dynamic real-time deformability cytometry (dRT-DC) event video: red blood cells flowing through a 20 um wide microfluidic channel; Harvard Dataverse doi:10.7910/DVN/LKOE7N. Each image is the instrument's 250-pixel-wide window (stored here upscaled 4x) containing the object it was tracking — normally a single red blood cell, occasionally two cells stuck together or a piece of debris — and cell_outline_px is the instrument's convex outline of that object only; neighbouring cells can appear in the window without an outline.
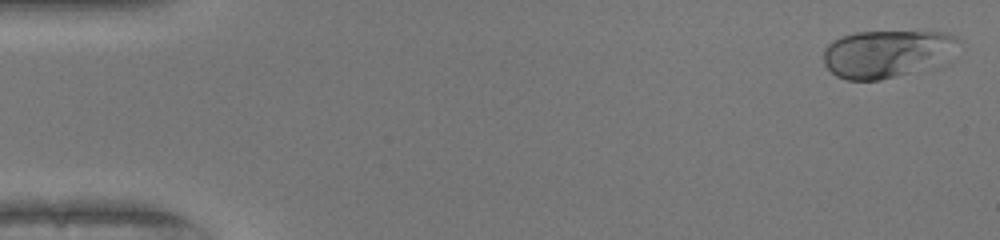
{"species": "human", "species_latin": "Homo sapiens", "temperature_condition": "warm", "stored_images_in_passage": 51, "camera_frame_rate_fps": 3000, "um_per_image_px": 0.085, "donor": {"sex": "female"}, "frame": {"image": 1, "passage_image": 2, "time_ms": 0.333, "image_size_px": [1000, 240], "cell_outline_px": [[960, 40], [956, 60], [948, 64], [936, 68], [880, 80], [848, 80], [836, 76], [824, 64], [824, 48], [832, 40], [856, 32], [944, 32], [956, 36]], "centroid_in_image_um": [75.56, 4.59], "position_along_channel_um": 9.4, "area_um2": 38.84}}
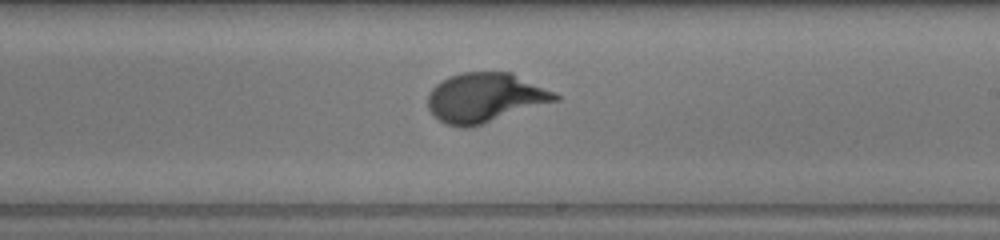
{"frame": {"image": 2, "passage_image": 30, "time_ms": 9.667, "image_size_px": [1000, 240], "cell_outline_px": [[560, 100], [468, 128], [460, 128], [444, 124], [428, 108], [428, 96], [432, 88], [436, 84], [452, 76], [464, 72], [512, 72], [556, 92], [560, 96]], "centroid_in_image_um": [41.27, 8.3], "position_along_channel_um": 247.7, "area_um2": 36.59}}
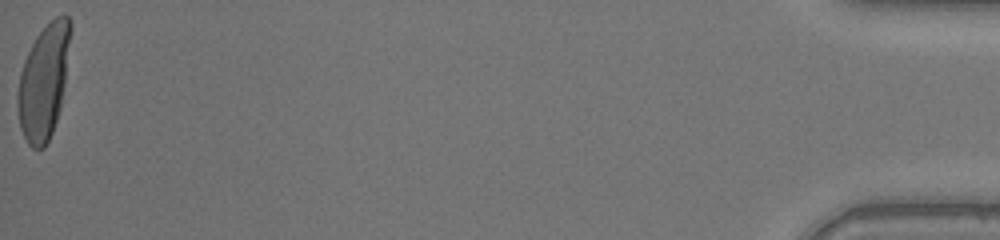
{"frame": {"image": 3, "passage_image": 51, "time_ms": 16.667, "image_size_px": [1000, 240], "cell_outline_px": [[72, 28], [64, 84], [60, 108], [52, 132], [44, 148], [32, 148], [28, 144], [20, 128], [16, 100], [16, 96], [20, 72], [24, 60], [36, 36], [56, 16], [64, 12], [68, 16], [72, 24]], "centroid_in_image_um": [3.71, 6.92], "position_along_channel_um": 431.5, "area_um2": 35.2}, "authors_computed_cell_mechanics": {"area_um2": 35.4892, "velocity_mm_per_s": 4.1028, "shape_relaxation_time_tau1_ms": 2.8759, "shape_relaxation_time_tau2_ms": null, "deformation_change_tau1": 0.2013, "deformation_change_tau2": null}}